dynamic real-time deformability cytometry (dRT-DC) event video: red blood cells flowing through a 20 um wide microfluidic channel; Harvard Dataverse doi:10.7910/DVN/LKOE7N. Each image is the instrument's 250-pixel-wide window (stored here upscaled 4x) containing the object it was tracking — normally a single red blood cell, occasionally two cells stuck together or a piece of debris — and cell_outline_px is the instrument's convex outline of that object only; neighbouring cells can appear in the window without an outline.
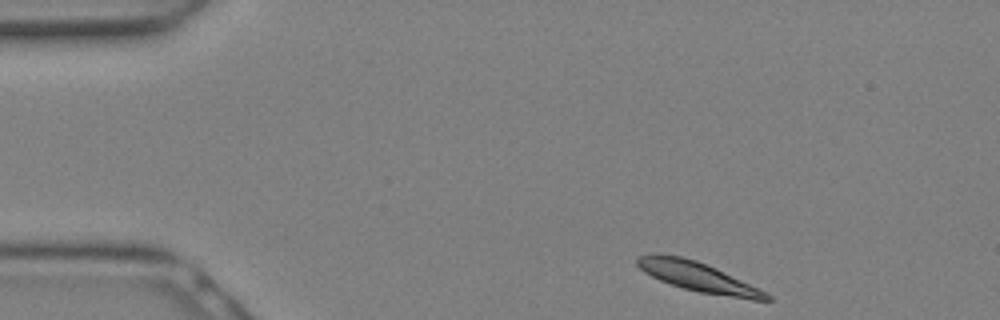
{"species": "Egyptian fruit bat (a non-hibernating species)", "species_latin": "Rousettus aegyptiacus", "temperature_condition": "warm", "stored_images_in_passage": 9, "camera_frame_rate_fps": 3000, "um_per_image_px": 0.085, "animal": {"sex": "female"}, "frame": {"image": 1, "passage_image": 1, "time_ms": 0.0, "image_size_px": [1000, 320], "cell_outline_px": [[772, 300], [752, 300], [700, 292], [684, 288], [660, 280], [644, 272], [636, 264], [636, 256], [660, 252], [680, 256], [696, 260], [716, 268], [772, 296]], "centroid_in_image_um": [59.24, 23.5], "position_along_channel_um": 25.8, "area_um2": 21.91}}
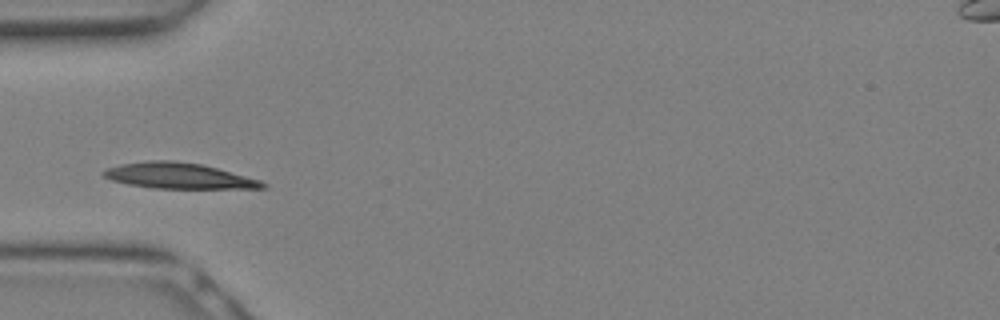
{"frame": {"image": 2, "passage_image": 6, "time_ms": 1.667, "image_size_px": [1000, 320], "cell_outline_px": [[268, 188], [152, 188], [128, 184], [112, 180], [104, 176], [100, 172], [108, 168], [120, 164], [148, 160], [176, 160], [200, 164], [216, 168], [260, 180], [268, 184]], "centroid_in_image_um": [15.17, 14.94], "position_along_channel_um": 69.8, "area_um2": 23.7}}
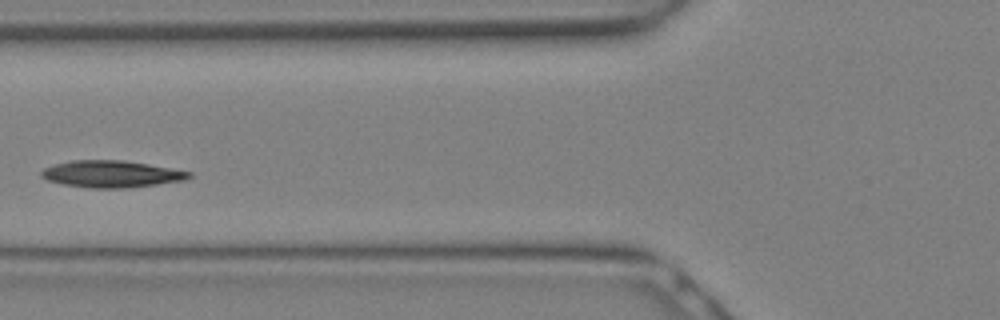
{"frame": {"image": 3, "passage_image": 8, "time_ms": 2.333, "image_size_px": [1000, 320], "cell_outline_px": [[192, 176], [184, 180], [128, 188], [92, 188], [64, 184], [48, 180], [40, 176], [40, 172], [44, 168], [56, 164], [72, 160], [124, 160], [148, 164], [192, 172]], "centroid_in_image_um": [9.47, 14.79], "position_along_channel_um": 116.3, "area_um2": 22.95}}